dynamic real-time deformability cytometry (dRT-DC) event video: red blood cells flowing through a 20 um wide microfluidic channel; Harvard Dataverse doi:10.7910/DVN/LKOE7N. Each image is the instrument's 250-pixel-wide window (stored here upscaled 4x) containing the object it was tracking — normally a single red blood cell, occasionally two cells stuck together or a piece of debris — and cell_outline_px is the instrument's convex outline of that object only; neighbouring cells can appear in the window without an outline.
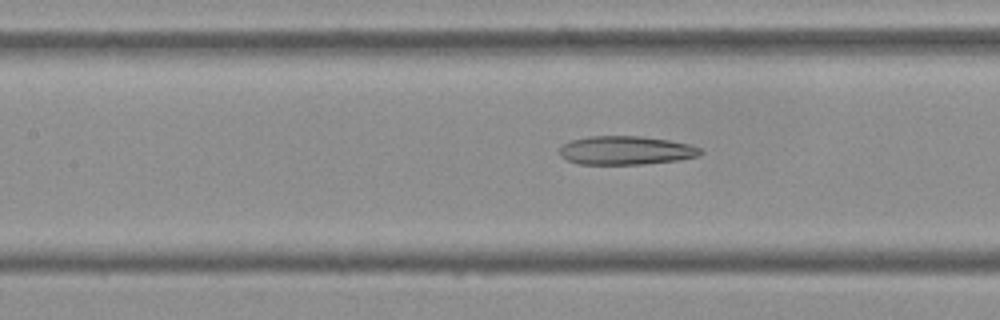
{"species": "Egyptian fruit bat (a non-hibernating species)", "species_latin": "Rousettus aegyptiacus", "temperature_condition": "cold", "stored_images_in_passage": 23, "camera_frame_rate_fps": 3000, "um_per_image_px": 0.085, "frame": {"image": 1, "passage_image": 23, "time_ms": 7.333, "image_size_px": [1000, 320], "cell_outline_px": [[704, 152], [696, 156], [680, 160], [644, 164], [576, 164], [560, 156], [560, 148], [564, 144], [572, 140], [588, 136], [640, 136], [668, 140], [688, 144], [700, 148]], "centroid_in_image_um": [53.19, 12.79], "position_along_channel_um": 154.2, "area_um2": 23.47}}